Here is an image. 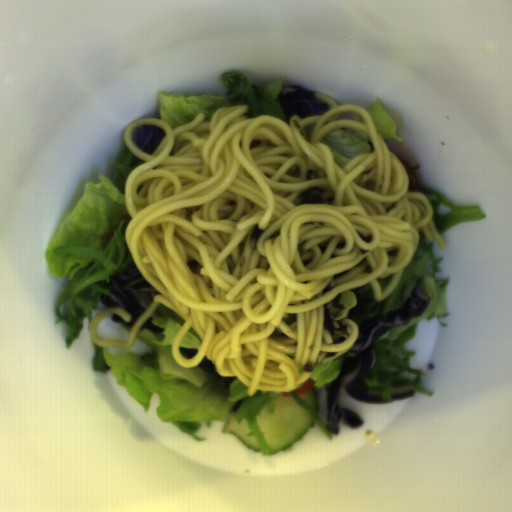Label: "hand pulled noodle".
I'll list each match as a JSON object with an SVG mask.
<instances>
[{"mask_svg": "<svg viewBox=\"0 0 512 512\" xmlns=\"http://www.w3.org/2000/svg\"><path fill=\"white\" fill-rule=\"evenodd\" d=\"M329 104L321 115L248 118V104L226 105L205 121L199 113L176 129L162 119H136L124 142L143 163L127 176L124 236L132 260L159 293L132 325L127 341L103 340L97 326L121 308L100 311L88 330L105 349L133 347L160 304L184 321L171 353L184 369L207 358L218 376L236 377L247 394L297 390L317 362L352 349L358 326L334 343L325 304L369 284L375 300L390 296L416 254L420 233L439 249L431 201L409 190L410 177L356 104ZM143 124L164 128L150 155L131 140ZM365 132L374 151L339 168L320 140L334 128ZM312 186L324 203L297 204ZM193 327L201 351L184 359L179 342Z\"/></svg>", "mask_w": 512, "mask_h": 512, "instance_id": "hand-pulled-noodle-1", "label": "hand pulled noodle"}]
</instances>
